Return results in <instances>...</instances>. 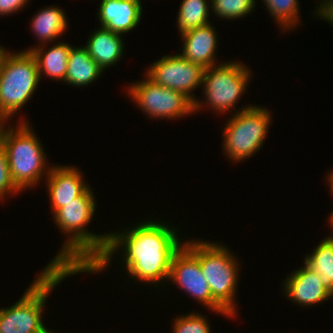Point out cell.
Returning <instances> with one entry per match:
<instances>
[{
	"mask_svg": "<svg viewBox=\"0 0 333 333\" xmlns=\"http://www.w3.org/2000/svg\"><path fill=\"white\" fill-rule=\"evenodd\" d=\"M174 230L168 224L150 220L139 223L124 234L110 233L104 254L87 273H95L107 267L113 253L122 246L128 274L147 283L166 280L169 278L173 256L183 245Z\"/></svg>",
	"mask_w": 333,
	"mask_h": 333,
	"instance_id": "cell-1",
	"label": "cell"
},
{
	"mask_svg": "<svg viewBox=\"0 0 333 333\" xmlns=\"http://www.w3.org/2000/svg\"><path fill=\"white\" fill-rule=\"evenodd\" d=\"M95 203L93 192L88 188L82 195L54 213L57 226L70 236L67 235L66 244L47 268H67L77 270L79 273L87 272L104 254L109 233L100 236L85 229L94 215Z\"/></svg>",
	"mask_w": 333,
	"mask_h": 333,
	"instance_id": "cell-2",
	"label": "cell"
},
{
	"mask_svg": "<svg viewBox=\"0 0 333 333\" xmlns=\"http://www.w3.org/2000/svg\"><path fill=\"white\" fill-rule=\"evenodd\" d=\"M79 271L67 268H47L29 286L12 307L0 308V333H42V311L51 290L63 279Z\"/></svg>",
	"mask_w": 333,
	"mask_h": 333,
	"instance_id": "cell-3",
	"label": "cell"
},
{
	"mask_svg": "<svg viewBox=\"0 0 333 333\" xmlns=\"http://www.w3.org/2000/svg\"><path fill=\"white\" fill-rule=\"evenodd\" d=\"M27 124L21 122L16 131L12 127L2 129L0 138L7 153L11 178L20 191L39 183L46 167L42 144Z\"/></svg>",
	"mask_w": 333,
	"mask_h": 333,
	"instance_id": "cell-4",
	"label": "cell"
},
{
	"mask_svg": "<svg viewBox=\"0 0 333 333\" xmlns=\"http://www.w3.org/2000/svg\"><path fill=\"white\" fill-rule=\"evenodd\" d=\"M183 243L198 258L212 297L230 316L236 315L234 296L239 269L237 261L227 250L228 248L205 241Z\"/></svg>",
	"mask_w": 333,
	"mask_h": 333,
	"instance_id": "cell-5",
	"label": "cell"
},
{
	"mask_svg": "<svg viewBox=\"0 0 333 333\" xmlns=\"http://www.w3.org/2000/svg\"><path fill=\"white\" fill-rule=\"evenodd\" d=\"M39 80L37 61L30 51L6 52L0 65V115L5 120L30 99Z\"/></svg>",
	"mask_w": 333,
	"mask_h": 333,
	"instance_id": "cell-6",
	"label": "cell"
},
{
	"mask_svg": "<svg viewBox=\"0 0 333 333\" xmlns=\"http://www.w3.org/2000/svg\"><path fill=\"white\" fill-rule=\"evenodd\" d=\"M224 127L223 146L232 161L247 159L260 149L268 132L271 115L259 106H248L232 115Z\"/></svg>",
	"mask_w": 333,
	"mask_h": 333,
	"instance_id": "cell-7",
	"label": "cell"
},
{
	"mask_svg": "<svg viewBox=\"0 0 333 333\" xmlns=\"http://www.w3.org/2000/svg\"><path fill=\"white\" fill-rule=\"evenodd\" d=\"M250 71L240 62L206 68L203 73L205 103L217 112L235 107L250 80Z\"/></svg>",
	"mask_w": 333,
	"mask_h": 333,
	"instance_id": "cell-8",
	"label": "cell"
},
{
	"mask_svg": "<svg viewBox=\"0 0 333 333\" xmlns=\"http://www.w3.org/2000/svg\"><path fill=\"white\" fill-rule=\"evenodd\" d=\"M134 102L151 118H178L195 111L194 102L184 93L147 79L128 88Z\"/></svg>",
	"mask_w": 333,
	"mask_h": 333,
	"instance_id": "cell-9",
	"label": "cell"
},
{
	"mask_svg": "<svg viewBox=\"0 0 333 333\" xmlns=\"http://www.w3.org/2000/svg\"><path fill=\"white\" fill-rule=\"evenodd\" d=\"M205 68L184 59L180 54L163 56L147 70L146 77L158 85L184 93L195 105V110L203 106L192 97V92L202 85Z\"/></svg>",
	"mask_w": 333,
	"mask_h": 333,
	"instance_id": "cell-10",
	"label": "cell"
},
{
	"mask_svg": "<svg viewBox=\"0 0 333 333\" xmlns=\"http://www.w3.org/2000/svg\"><path fill=\"white\" fill-rule=\"evenodd\" d=\"M179 285V288L202 302L216 313L230 314L212 297L209 284L201 271L198 258L183 244L174 254L168 280Z\"/></svg>",
	"mask_w": 333,
	"mask_h": 333,
	"instance_id": "cell-11",
	"label": "cell"
},
{
	"mask_svg": "<svg viewBox=\"0 0 333 333\" xmlns=\"http://www.w3.org/2000/svg\"><path fill=\"white\" fill-rule=\"evenodd\" d=\"M46 173L53 214L89 188L83 183L82 174L75 167L53 166V168H48Z\"/></svg>",
	"mask_w": 333,
	"mask_h": 333,
	"instance_id": "cell-12",
	"label": "cell"
},
{
	"mask_svg": "<svg viewBox=\"0 0 333 333\" xmlns=\"http://www.w3.org/2000/svg\"><path fill=\"white\" fill-rule=\"evenodd\" d=\"M284 283L286 296L300 306H312L333 296L324 287L319 274L306 264L289 275Z\"/></svg>",
	"mask_w": 333,
	"mask_h": 333,
	"instance_id": "cell-13",
	"label": "cell"
},
{
	"mask_svg": "<svg viewBox=\"0 0 333 333\" xmlns=\"http://www.w3.org/2000/svg\"><path fill=\"white\" fill-rule=\"evenodd\" d=\"M101 27L123 34L134 29L140 22V0H102L98 12Z\"/></svg>",
	"mask_w": 333,
	"mask_h": 333,
	"instance_id": "cell-14",
	"label": "cell"
},
{
	"mask_svg": "<svg viewBox=\"0 0 333 333\" xmlns=\"http://www.w3.org/2000/svg\"><path fill=\"white\" fill-rule=\"evenodd\" d=\"M181 35L185 42L183 52L180 55L184 59L199 64L205 69L216 65L214 54L217 48V36L210 23Z\"/></svg>",
	"mask_w": 333,
	"mask_h": 333,
	"instance_id": "cell-15",
	"label": "cell"
},
{
	"mask_svg": "<svg viewBox=\"0 0 333 333\" xmlns=\"http://www.w3.org/2000/svg\"><path fill=\"white\" fill-rule=\"evenodd\" d=\"M120 35L101 27L86 42L87 44L84 47L102 70L113 65L121 58L124 43Z\"/></svg>",
	"mask_w": 333,
	"mask_h": 333,
	"instance_id": "cell-16",
	"label": "cell"
},
{
	"mask_svg": "<svg viewBox=\"0 0 333 333\" xmlns=\"http://www.w3.org/2000/svg\"><path fill=\"white\" fill-rule=\"evenodd\" d=\"M102 71L84 46L79 48L71 47L65 75L66 83L73 86H85L95 81Z\"/></svg>",
	"mask_w": 333,
	"mask_h": 333,
	"instance_id": "cell-17",
	"label": "cell"
},
{
	"mask_svg": "<svg viewBox=\"0 0 333 333\" xmlns=\"http://www.w3.org/2000/svg\"><path fill=\"white\" fill-rule=\"evenodd\" d=\"M42 45L39 47L31 48L26 51H30L36 58L39 76L44 73L52 79H61L65 82V75L68 66V56L71 49V45L66 43L54 44L48 49L43 51ZM43 72V73H42Z\"/></svg>",
	"mask_w": 333,
	"mask_h": 333,
	"instance_id": "cell-18",
	"label": "cell"
},
{
	"mask_svg": "<svg viewBox=\"0 0 333 333\" xmlns=\"http://www.w3.org/2000/svg\"><path fill=\"white\" fill-rule=\"evenodd\" d=\"M60 7H47L36 13L32 20V29L40 41L47 42L61 36L67 28L65 12Z\"/></svg>",
	"mask_w": 333,
	"mask_h": 333,
	"instance_id": "cell-19",
	"label": "cell"
},
{
	"mask_svg": "<svg viewBox=\"0 0 333 333\" xmlns=\"http://www.w3.org/2000/svg\"><path fill=\"white\" fill-rule=\"evenodd\" d=\"M304 261L319 274L324 287L333 295V239L322 240Z\"/></svg>",
	"mask_w": 333,
	"mask_h": 333,
	"instance_id": "cell-20",
	"label": "cell"
},
{
	"mask_svg": "<svg viewBox=\"0 0 333 333\" xmlns=\"http://www.w3.org/2000/svg\"><path fill=\"white\" fill-rule=\"evenodd\" d=\"M206 0H183L178 13L177 24L181 34L209 24V7Z\"/></svg>",
	"mask_w": 333,
	"mask_h": 333,
	"instance_id": "cell-21",
	"label": "cell"
},
{
	"mask_svg": "<svg viewBox=\"0 0 333 333\" xmlns=\"http://www.w3.org/2000/svg\"><path fill=\"white\" fill-rule=\"evenodd\" d=\"M265 6L268 8L271 16H274L277 23L284 29H289L299 23L298 0H264Z\"/></svg>",
	"mask_w": 333,
	"mask_h": 333,
	"instance_id": "cell-22",
	"label": "cell"
},
{
	"mask_svg": "<svg viewBox=\"0 0 333 333\" xmlns=\"http://www.w3.org/2000/svg\"><path fill=\"white\" fill-rule=\"evenodd\" d=\"M212 9L218 17L235 19L247 15L254 9L255 0H210Z\"/></svg>",
	"mask_w": 333,
	"mask_h": 333,
	"instance_id": "cell-23",
	"label": "cell"
},
{
	"mask_svg": "<svg viewBox=\"0 0 333 333\" xmlns=\"http://www.w3.org/2000/svg\"><path fill=\"white\" fill-rule=\"evenodd\" d=\"M174 321L173 333H211L206 317L198 312L181 316Z\"/></svg>",
	"mask_w": 333,
	"mask_h": 333,
	"instance_id": "cell-24",
	"label": "cell"
},
{
	"mask_svg": "<svg viewBox=\"0 0 333 333\" xmlns=\"http://www.w3.org/2000/svg\"><path fill=\"white\" fill-rule=\"evenodd\" d=\"M18 191L20 190L15 186L11 178L6 150L0 143V200H3L7 192L15 193Z\"/></svg>",
	"mask_w": 333,
	"mask_h": 333,
	"instance_id": "cell-25",
	"label": "cell"
},
{
	"mask_svg": "<svg viewBox=\"0 0 333 333\" xmlns=\"http://www.w3.org/2000/svg\"><path fill=\"white\" fill-rule=\"evenodd\" d=\"M29 0H0V15H8L23 8Z\"/></svg>",
	"mask_w": 333,
	"mask_h": 333,
	"instance_id": "cell-26",
	"label": "cell"
},
{
	"mask_svg": "<svg viewBox=\"0 0 333 333\" xmlns=\"http://www.w3.org/2000/svg\"><path fill=\"white\" fill-rule=\"evenodd\" d=\"M318 7L320 8L316 11V15H320L327 22L330 21L333 24V0H324Z\"/></svg>",
	"mask_w": 333,
	"mask_h": 333,
	"instance_id": "cell-27",
	"label": "cell"
},
{
	"mask_svg": "<svg viewBox=\"0 0 333 333\" xmlns=\"http://www.w3.org/2000/svg\"><path fill=\"white\" fill-rule=\"evenodd\" d=\"M328 181H329L328 184H330V187H331V190H332V193H333V171H332V173L329 174Z\"/></svg>",
	"mask_w": 333,
	"mask_h": 333,
	"instance_id": "cell-28",
	"label": "cell"
},
{
	"mask_svg": "<svg viewBox=\"0 0 333 333\" xmlns=\"http://www.w3.org/2000/svg\"><path fill=\"white\" fill-rule=\"evenodd\" d=\"M7 51H5V49H3L2 46H0V65H1V62H2V59L4 57V55L6 54Z\"/></svg>",
	"mask_w": 333,
	"mask_h": 333,
	"instance_id": "cell-29",
	"label": "cell"
},
{
	"mask_svg": "<svg viewBox=\"0 0 333 333\" xmlns=\"http://www.w3.org/2000/svg\"><path fill=\"white\" fill-rule=\"evenodd\" d=\"M4 121L6 122V120L0 115V138H1L2 129L4 128L3 126Z\"/></svg>",
	"mask_w": 333,
	"mask_h": 333,
	"instance_id": "cell-30",
	"label": "cell"
},
{
	"mask_svg": "<svg viewBox=\"0 0 333 333\" xmlns=\"http://www.w3.org/2000/svg\"><path fill=\"white\" fill-rule=\"evenodd\" d=\"M329 220H330V224L333 226V212H332V215L329 217ZM327 238L333 239V236H330V237H327Z\"/></svg>",
	"mask_w": 333,
	"mask_h": 333,
	"instance_id": "cell-31",
	"label": "cell"
},
{
	"mask_svg": "<svg viewBox=\"0 0 333 333\" xmlns=\"http://www.w3.org/2000/svg\"><path fill=\"white\" fill-rule=\"evenodd\" d=\"M42 333H53V332L49 331L48 329H45Z\"/></svg>",
	"mask_w": 333,
	"mask_h": 333,
	"instance_id": "cell-32",
	"label": "cell"
}]
</instances>
